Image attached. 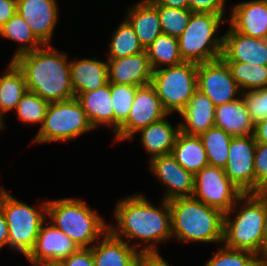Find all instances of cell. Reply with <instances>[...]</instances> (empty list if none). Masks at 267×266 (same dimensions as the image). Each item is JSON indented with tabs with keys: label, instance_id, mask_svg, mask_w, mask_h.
Returning a JSON list of instances; mask_svg holds the SVG:
<instances>
[{
	"label": "cell",
	"instance_id": "5",
	"mask_svg": "<svg viewBox=\"0 0 267 266\" xmlns=\"http://www.w3.org/2000/svg\"><path fill=\"white\" fill-rule=\"evenodd\" d=\"M80 198L66 197L47 201L50 223L71 238L79 248H91L106 232L109 224Z\"/></svg>",
	"mask_w": 267,
	"mask_h": 266
},
{
	"label": "cell",
	"instance_id": "23",
	"mask_svg": "<svg viewBox=\"0 0 267 266\" xmlns=\"http://www.w3.org/2000/svg\"><path fill=\"white\" fill-rule=\"evenodd\" d=\"M94 129L98 126L111 127L114 132V111L111 99V83L102 87L78 94L75 97Z\"/></svg>",
	"mask_w": 267,
	"mask_h": 266
},
{
	"label": "cell",
	"instance_id": "35",
	"mask_svg": "<svg viewBox=\"0 0 267 266\" xmlns=\"http://www.w3.org/2000/svg\"><path fill=\"white\" fill-rule=\"evenodd\" d=\"M138 86L111 83V99L114 111V135L127 120Z\"/></svg>",
	"mask_w": 267,
	"mask_h": 266
},
{
	"label": "cell",
	"instance_id": "27",
	"mask_svg": "<svg viewBox=\"0 0 267 266\" xmlns=\"http://www.w3.org/2000/svg\"><path fill=\"white\" fill-rule=\"evenodd\" d=\"M171 154L186 171L194 175L209 165L205 148L199 136L180 132Z\"/></svg>",
	"mask_w": 267,
	"mask_h": 266
},
{
	"label": "cell",
	"instance_id": "18",
	"mask_svg": "<svg viewBox=\"0 0 267 266\" xmlns=\"http://www.w3.org/2000/svg\"><path fill=\"white\" fill-rule=\"evenodd\" d=\"M108 82L133 86H144L151 83L153 69L147 51L141 53L107 59Z\"/></svg>",
	"mask_w": 267,
	"mask_h": 266
},
{
	"label": "cell",
	"instance_id": "41",
	"mask_svg": "<svg viewBox=\"0 0 267 266\" xmlns=\"http://www.w3.org/2000/svg\"><path fill=\"white\" fill-rule=\"evenodd\" d=\"M54 266H94L92 250L80 248L68 258L62 259Z\"/></svg>",
	"mask_w": 267,
	"mask_h": 266
},
{
	"label": "cell",
	"instance_id": "43",
	"mask_svg": "<svg viewBox=\"0 0 267 266\" xmlns=\"http://www.w3.org/2000/svg\"><path fill=\"white\" fill-rule=\"evenodd\" d=\"M137 266H169L159 253L141 254Z\"/></svg>",
	"mask_w": 267,
	"mask_h": 266
},
{
	"label": "cell",
	"instance_id": "9",
	"mask_svg": "<svg viewBox=\"0 0 267 266\" xmlns=\"http://www.w3.org/2000/svg\"><path fill=\"white\" fill-rule=\"evenodd\" d=\"M197 69V63L183 61L153 71L150 84L168 114H179L198 90Z\"/></svg>",
	"mask_w": 267,
	"mask_h": 266
},
{
	"label": "cell",
	"instance_id": "34",
	"mask_svg": "<svg viewBox=\"0 0 267 266\" xmlns=\"http://www.w3.org/2000/svg\"><path fill=\"white\" fill-rule=\"evenodd\" d=\"M204 266H265V262L250 251L228 248L223 244Z\"/></svg>",
	"mask_w": 267,
	"mask_h": 266
},
{
	"label": "cell",
	"instance_id": "21",
	"mask_svg": "<svg viewBox=\"0 0 267 266\" xmlns=\"http://www.w3.org/2000/svg\"><path fill=\"white\" fill-rule=\"evenodd\" d=\"M215 108L211 99L197 90L189 99L186 107L179 113L181 116V132L200 136L211 127L215 126Z\"/></svg>",
	"mask_w": 267,
	"mask_h": 266
},
{
	"label": "cell",
	"instance_id": "45",
	"mask_svg": "<svg viewBox=\"0 0 267 266\" xmlns=\"http://www.w3.org/2000/svg\"><path fill=\"white\" fill-rule=\"evenodd\" d=\"M4 246H9V231L5 215L0 208V250Z\"/></svg>",
	"mask_w": 267,
	"mask_h": 266
},
{
	"label": "cell",
	"instance_id": "17",
	"mask_svg": "<svg viewBox=\"0 0 267 266\" xmlns=\"http://www.w3.org/2000/svg\"><path fill=\"white\" fill-rule=\"evenodd\" d=\"M222 58L226 62L267 65V40L254 38L233 30L224 33Z\"/></svg>",
	"mask_w": 267,
	"mask_h": 266
},
{
	"label": "cell",
	"instance_id": "22",
	"mask_svg": "<svg viewBox=\"0 0 267 266\" xmlns=\"http://www.w3.org/2000/svg\"><path fill=\"white\" fill-rule=\"evenodd\" d=\"M71 85L74 96L96 90L108 83L107 60L97 57L70 61Z\"/></svg>",
	"mask_w": 267,
	"mask_h": 266
},
{
	"label": "cell",
	"instance_id": "32",
	"mask_svg": "<svg viewBox=\"0 0 267 266\" xmlns=\"http://www.w3.org/2000/svg\"><path fill=\"white\" fill-rule=\"evenodd\" d=\"M114 31L110 44H108L107 59L132 56L145 50L133 27L125 18Z\"/></svg>",
	"mask_w": 267,
	"mask_h": 266
},
{
	"label": "cell",
	"instance_id": "14",
	"mask_svg": "<svg viewBox=\"0 0 267 266\" xmlns=\"http://www.w3.org/2000/svg\"><path fill=\"white\" fill-rule=\"evenodd\" d=\"M48 224V225H45ZM80 248L64 232L46 220L42 223L35 245L26 259L33 266H54Z\"/></svg>",
	"mask_w": 267,
	"mask_h": 266
},
{
	"label": "cell",
	"instance_id": "25",
	"mask_svg": "<svg viewBox=\"0 0 267 266\" xmlns=\"http://www.w3.org/2000/svg\"><path fill=\"white\" fill-rule=\"evenodd\" d=\"M126 13L125 19L133 27L144 49L162 34L158 10L148 0L138 1Z\"/></svg>",
	"mask_w": 267,
	"mask_h": 266
},
{
	"label": "cell",
	"instance_id": "13",
	"mask_svg": "<svg viewBox=\"0 0 267 266\" xmlns=\"http://www.w3.org/2000/svg\"><path fill=\"white\" fill-rule=\"evenodd\" d=\"M256 144L254 134H250L233 136L229 145V157L224 171L243 193H255Z\"/></svg>",
	"mask_w": 267,
	"mask_h": 266
},
{
	"label": "cell",
	"instance_id": "42",
	"mask_svg": "<svg viewBox=\"0 0 267 266\" xmlns=\"http://www.w3.org/2000/svg\"><path fill=\"white\" fill-rule=\"evenodd\" d=\"M17 13V1L0 0V27Z\"/></svg>",
	"mask_w": 267,
	"mask_h": 266
},
{
	"label": "cell",
	"instance_id": "3",
	"mask_svg": "<svg viewBox=\"0 0 267 266\" xmlns=\"http://www.w3.org/2000/svg\"><path fill=\"white\" fill-rule=\"evenodd\" d=\"M264 223V189L243 193L225 213L223 244L228 248L250 251L264 261Z\"/></svg>",
	"mask_w": 267,
	"mask_h": 266
},
{
	"label": "cell",
	"instance_id": "24",
	"mask_svg": "<svg viewBox=\"0 0 267 266\" xmlns=\"http://www.w3.org/2000/svg\"><path fill=\"white\" fill-rule=\"evenodd\" d=\"M177 124L172 126L165 116L138 131L141 133L142 147L148 152L147 154H150L149 160L172 152L177 136L181 132L180 124Z\"/></svg>",
	"mask_w": 267,
	"mask_h": 266
},
{
	"label": "cell",
	"instance_id": "6",
	"mask_svg": "<svg viewBox=\"0 0 267 266\" xmlns=\"http://www.w3.org/2000/svg\"><path fill=\"white\" fill-rule=\"evenodd\" d=\"M227 19L224 15L192 12L189 23L178 37L182 59L200 64L220 58L224 36L217 34L221 24H225Z\"/></svg>",
	"mask_w": 267,
	"mask_h": 266
},
{
	"label": "cell",
	"instance_id": "8",
	"mask_svg": "<svg viewBox=\"0 0 267 266\" xmlns=\"http://www.w3.org/2000/svg\"><path fill=\"white\" fill-rule=\"evenodd\" d=\"M92 130L95 129L74 97L49 103L43 125L32 140L37 144L65 142Z\"/></svg>",
	"mask_w": 267,
	"mask_h": 266
},
{
	"label": "cell",
	"instance_id": "7",
	"mask_svg": "<svg viewBox=\"0 0 267 266\" xmlns=\"http://www.w3.org/2000/svg\"><path fill=\"white\" fill-rule=\"evenodd\" d=\"M2 186L0 208L9 231V248L26 257L33 249L42 223L47 219V201L37 208L19 201Z\"/></svg>",
	"mask_w": 267,
	"mask_h": 266
},
{
	"label": "cell",
	"instance_id": "29",
	"mask_svg": "<svg viewBox=\"0 0 267 266\" xmlns=\"http://www.w3.org/2000/svg\"><path fill=\"white\" fill-rule=\"evenodd\" d=\"M0 36L8 40L18 42L20 44L10 61H13L17 57L32 52L43 44L35 37L31 28L27 25V22L16 13L11 19H9L3 26L0 27Z\"/></svg>",
	"mask_w": 267,
	"mask_h": 266
},
{
	"label": "cell",
	"instance_id": "36",
	"mask_svg": "<svg viewBox=\"0 0 267 266\" xmlns=\"http://www.w3.org/2000/svg\"><path fill=\"white\" fill-rule=\"evenodd\" d=\"M48 105V101L43 100L35 92L27 90L15 108V113L21 122L42 126Z\"/></svg>",
	"mask_w": 267,
	"mask_h": 266
},
{
	"label": "cell",
	"instance_id": "44",
	"mask_svg": "<svg viewBox=\"0 0 267 266\" xmlns=\"http://www.w3.org/2000/svg\"><path fill=\"white\" fill-rule=\"evenodd\" d=\"M153 6L189 9V0H148Z\"/></svg>",
	"mask_w": 267,
	"mask_h": 266
},
{
	"label": "cell",
	"instance_id": "26",
	"mask_svg": "<svg viewBox=\"0 0 267 266\" xmlns=\"http://www.w3.org/2000/svg\"><path fill=\"white\" fill-rule=\"evenodd\" d=\"M214 123L232 136H247L255 131V124L242 96L235 101L216 106Z\"/></svg>",
	"mask_w": 267,
	"mask_h": 266
},
{
	"label": "cell",
	"instance_id": "40",
	"mask_svg": "<svg viewBox=\"0 0 267 266\" xmlns=\"http://www.w3.org/2000/svg\"><path fill=\"white\" fill-rule=\"evenodd\" d=\"M225 2L226 0H189V9L192 12L225 15Z\"/></svg>",
	"mask_w": 267,
	"mask_h": 266
},
{
	"label": "cell",
	"instance_id": "4",
	"mask_svg": "<svg viewBox=\"0 0 267 266\" xmlns=\"http://www.w3.org/2000/svg\"><path fill=\"white\" fill-rule=\"evenodd\" d=\"M172 237L178 242L223 244L225 214L193 197L169 200Z\"/></svg>",
	"mask_w": 267,
	"mask_h": 266
},
{
	"label": "cell",
	"instance_id": "46",
	"mask_svg": "<svg viewBox=\"0 0 267 266\" xmlns=\"http://www.w3.org/2000/svg\"><path fill=\"white\" fill-rule=\"evenodd\" d=\"M254 136L257 143H267V118L255 124Z\"/></svg>",
	"mask_w": 267,
	"mask_h": 266
},
{
	"label": "cell",
	"instance_id": "28",
	"mask_svg": "<svg viewBox=\"0 0 267 266\" xmlns=\"http://www.w3.org/2000/svg\"><path fill=\"white\" fill-rule=\"evenodd\" d=\"M27 91L25 77L17 65L10 61L0 76V105L5 113L14 111Z\"/></svg>",
	"mask_w": 267,
	"mask_h": 266
},
{
	"label": "cell",
	"instance_id": "47",
	"mask_svg": "<svg viewBox=\"0 0 267 266\" xmlns=\"http://www.w3.org/2000/svg\"><path fill=\"white\" fill-rule=\"evenodd\" d=\"M264 209H265V223H264V262L267 261V189H264Z\"/></svg>",
	"mask_w": 267,
	"mask_h": 266
},
{
	"label": "cell",
	"instance_id": "10",
	"mask_svg": "<svg viewBox=\"0 0 267 266\" xmlns=\"http://www.w3.org/2000/svg\"><path fill=\"white\" fill-rule=\"evenodd\" d=\"M242 194L223 168L207 165L194 175L192 197L224 214L235 205Z\"/></svg>",
	"mask_w": 267,
	"mask_h": 266
},
{
	"label": "cell",
	"instance_id": "38",
	"mask_svg": "<svg viewBox=\"0 0 267 266\" xmlns=\"http://www.w3.org/2000/svg\"><path fill=\"white\" fill-rule=\"evenodd\" d=\"M241 96L254 124L267 118V86L257 90L243 91Z\"/></svg>",
	"mask_w": 267,
	"mask_h": 266
},
{
	"label": "cell",
	"instance_id": "16",
	"mask_svg": "<svg viewBox=\"0 0 267 266\" xmlns=\"http://www.w3.org/2000/svg\"><path fill=\"white\" fill-rule=\"evenodd\" d=\"M56 0H17V13L43 45H51L59 18Z\"/></svg>",
	"mask_w": 267,
	"mask_h": 266
},
{
	"label": "cell",
	"instance_id": "19",
	"mask_svg": "<svg viewBox=\"0 0 267 266\" xmlns=\"http://www.w3.org/2000/svg\"><path fill=\"white\" fill-rule=\"evenodd\" d=\"M228 25L235 31L254 38H267V0H248L231 8Z\"/></svg>",
	"mask_w": 267,
	"mask_h": 266
},
{
	"label": "cell",
	"instance_id": "15",
	"mask_svg": "<svg viewBox=\"0 0 267 266\" xmlns=\"http://www.w3.org/2000/svg\"><path fill=\"white\" fill-rule=\"evenodd\" d=\"M149 162L150 171L155 174L165 192L164 200L178 197H192L194 192V174L186 171L170 154L154 157ZM167 188V189H166Z\"/></svg>",
	"mask_w": 267,
	"mask_h": 266
},
{
	"label": "cell",
	"instance_id": "48",
	"mask_svg": "<svg viewBox=\"0 0 267 266\" xmlns=\"http://www.w3.org/2000/svg\"><path fill=\"white\" fill-rule=\"evenodd\" d=\"M4 110L2 109L1 105H0V131H2L4 129L5 123H4Z\"/></svg>",
	"mask_w": 267,
	"mask_h": 266
},
{
	"label": "cell",
	"instance_id": "30",
	"mask_svg": "<svg viewBox=\"0 0 267 266\" xmlns=\"http://www.w3.org/2000/svg\"><path fill=\"white\" fill-rule=\"evenodd\" d=\"M147 55L154 70L182 63L179 52L178 38L161 34L146 49Z\"/></svg>",
	"mask_w": 267,
	"mask_h": 266
},
{
	"label": "cell",
	"instance_id": "33",
	"mask_svg": "<svg viewBox=\"0 0 267 266\" xmlns=\"http://www.w3.org/2000/svg\"><path fill=\"white\" fill-rule=\"evenodd\" d=\"M240 90H257L267 86V65L226 62Z\"/></svg>",
	"mask_w": 267,
	"mask_h": 266
},
{
	"label": "cell",
	"instance_id": "11",
	"mask_svg": "<svg viewBox=\"0 0 267 266\" xmlns=\"http://www.w3.org/2000/svg\"><path fill=\"white\" fill-rule=\"evenodd\" d=\"M197 87L215 106L235 101L242 94L222 57L198 64Z\"/></svg>",
	"mask_w": 267,
	"mask_h": 266
},
{
	"label": "cell",
	"instance_id": "37",
	"mask_svg": "<svg viewBox=\"0 0 267 266\" xmlns=\"http://www.w3.org/2000/svg\"><path fill=\"white\" fill-rule=\"evenodd\" d=\"M158 10L162 33L178 38L189 23L190 9L154 6Z\"/></svg>",
	"mask_w": 267,
	"mask_h": 266
},
{
	"label": "cell",
	"instance_id": "12",
	"mask_svg": "<svg viewBox=\"0 0 267 266\" xmlns=\"http://www.w3.org/2000/svg\"><path fill=\"white\" fill-rule=\"evenodd\" d=\"M170 116L151 84L139 86L127 120L114 136V142L132 140L139 130L149 124Z\"/></svg>",
	"mask_w": 267,
	"mask_h": 266
},
{
	"label": "cell",
	"instance_id": "1",
	"mask_svg": "<svg viewBox=\"0 0 267 266\" xmlns=\"http://www.w3.org/2000/svg\"><path fill=\"white\" fill-rule=\"evenodd\" d=\"M160 202V207L154 206L146 196L137 193L120 199L113 211L115 223H108L109 231L128 244L141 240V244H132L141 254L159 253L158 244L172 238L169 201Z\"/></svg>",
	"mask_w": 267,
	"mask_h": 266
},
{
	"label": "cell",
	"instance_id": "20",
	"mask_svg": "<svg viewBox=\"0 0 267 266\" xmlns=\"http://www.w3.org/2000/svg\"><path fill=\"white\" fill-rule=\"evenodd\" d=\"M94 266H137L141 253L131 244L106 232L91 248Z\"/></svg>",
	"mask_w": 267,
	"mask_h": 266
},
{
	"label": "cell",
	"instance_id": "2",
	"mask_svg": "<svg viewBox=\"0 0 267 266\" xmlns=\"http://www.w3.org/2000/svg\"><path fill=\"white\" fill-rule=\"evenodd\" d=\"M51 45L25 53L13 62L22 71L27 90L35 92L43 100L51 102L74 98L71 85L70 60Z\"/></svg>",
	"mask_w": 267,
	"mask_h": 266
},
{
	"label": "cell",
	"instance_id": "39",
	"mask_svg": "<svg viewBox=\"0 0 267 266\" xmlns=\"http://www.w3.org/2000/svg\"><path fill=\"white\" fill-rule=\"evenodd\" d=\"M255 193L267 189V143H257L254 158Z\"/></svg>",
	"mask_w": 267,
	"mask_h": 266
},
{
	"label": "cell",
	"instance_id": "31",
	"mask_svg": "<svg viewBox=\"0 0 267 266\" xmlns=\"http://www.w3.org/2000/svg\"><path fill=\"white\" fill-rule=\"evenodd\" d=\"M206 151L209 165L225 168L229 157L232 135L213 126L199 136Z\"/></svg>",
	"mask_w": 267,
	"mask_h": 266
}]
</instances>
